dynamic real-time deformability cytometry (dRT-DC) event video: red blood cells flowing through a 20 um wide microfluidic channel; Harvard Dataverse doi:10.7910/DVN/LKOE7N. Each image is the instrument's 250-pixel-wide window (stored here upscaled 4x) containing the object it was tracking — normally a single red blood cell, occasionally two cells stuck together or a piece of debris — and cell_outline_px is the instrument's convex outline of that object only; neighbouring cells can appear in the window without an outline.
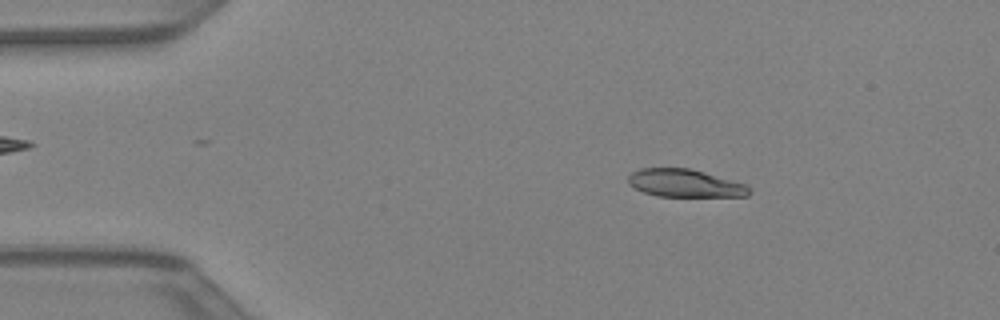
{"species": "Egyptian fruit bat (a non-hibernating species)", "species_latin": "Rousettus aegyptiacus", "temperature_condition": "warm", "stored_images_in_passage": 42, "camera_frame_rate_fps": 3000, "um_per_image_px": 0.085, "animal": {"sex": "female"}, "frame": {"image": 1, "passage_image": 7, "time_ms": 2.0, "image_size_px": [1000, 320], "cell_outline_px": [[752, 192], [748, 196], [656, 196], [644, 192], [628, 184], [628, 176], [632, 172], [640, 168], [688, 168], [748, 184], [752, 188]], "centroid_in_image_um": [58.26, 15.57], "position_along_channel_um": 26.7, "area_um2": 19.65}}
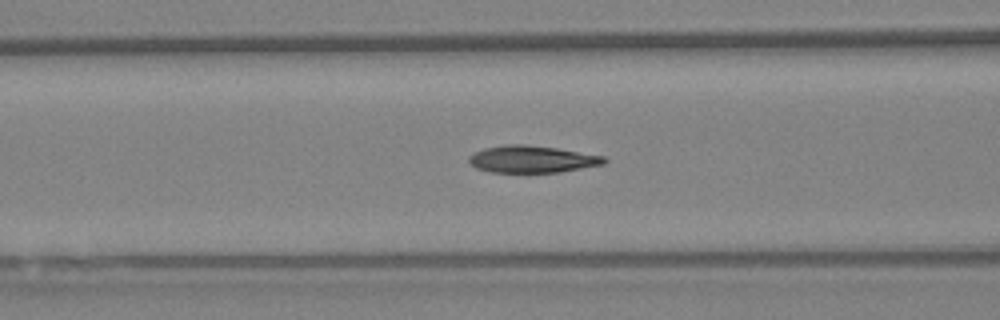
{"frame": {"image": 2, "passage_image": 17, "time_ms": 5.333, "image_size_px": [1000, 320], "cell_outline_px": [[608, 160], [604, 164], [560, 172], [492, 172], [476, 168], [468, 160], [468, 156], [484, 148], [504, 144], [524, 144], [556, 148], [604, 156]], "centroid_in_image_um": [45.22, 13.52], "position_along_channel_um": 121.4, "area_um2": 21.21}}
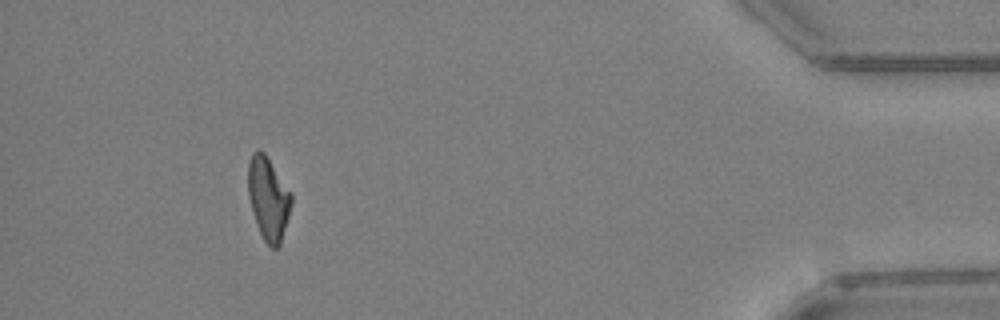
{"frame": {"image": 3, "passage_image": 39, "time_ms": 12.667, "image_size_px": [1000, 320], "cell_outline_px": [[292, 204], [280, 244], [276, 248], [272, 248], [264, 240], [256, 224], [248, 196], [248, 164], [252, 152], [264, 152], [292, 192]], "centroid_in_image_um": [22.81, 16.87], "position_along_channel_um": 412.4, "area_um2": 20.81}}